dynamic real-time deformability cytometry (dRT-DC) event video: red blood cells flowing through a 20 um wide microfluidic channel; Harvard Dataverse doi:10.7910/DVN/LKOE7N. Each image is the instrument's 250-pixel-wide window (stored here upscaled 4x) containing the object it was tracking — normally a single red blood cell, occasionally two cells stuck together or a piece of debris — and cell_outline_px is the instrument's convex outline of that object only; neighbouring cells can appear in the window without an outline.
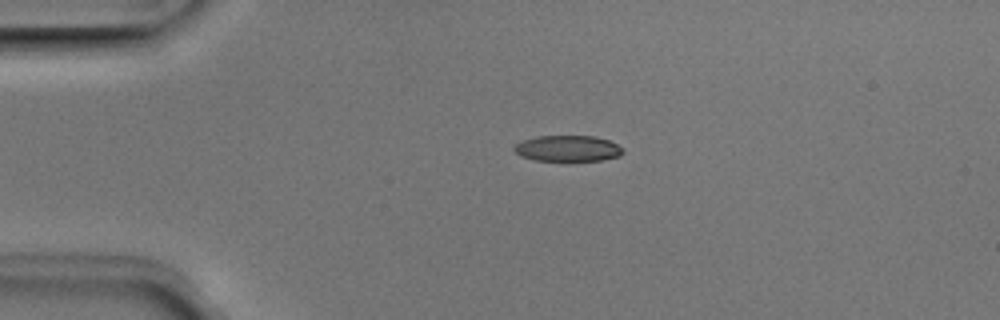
{"species": "Egyptian fruit bat (a non-hibernating species)", "species_latin": "Rousettus aegyptiacus", "temperature_condition": "room temperature", "stored_images_in_passage": 2, "camera_frame_rate_fps": 3000, "um_per_image_px": 0.085, "animal": {"sex": "male"}, "frame": {"image": 1, "passage_image": 1, "time_ms": 0.0, "image_size_px": [1000, 320], "cell_outline_px": [[624, 152], [620, 156], [604, 160], [568, 164], [536, 160], [520, 156], [512, 148], [516, 144], [524, 140], [536, 136], [596, 136], [608, 140], [624, 148]], "centroid_in_image_um": [48.29, 12.67], "position_along_channel_um": 36.7, "area_um2": 17.4}}